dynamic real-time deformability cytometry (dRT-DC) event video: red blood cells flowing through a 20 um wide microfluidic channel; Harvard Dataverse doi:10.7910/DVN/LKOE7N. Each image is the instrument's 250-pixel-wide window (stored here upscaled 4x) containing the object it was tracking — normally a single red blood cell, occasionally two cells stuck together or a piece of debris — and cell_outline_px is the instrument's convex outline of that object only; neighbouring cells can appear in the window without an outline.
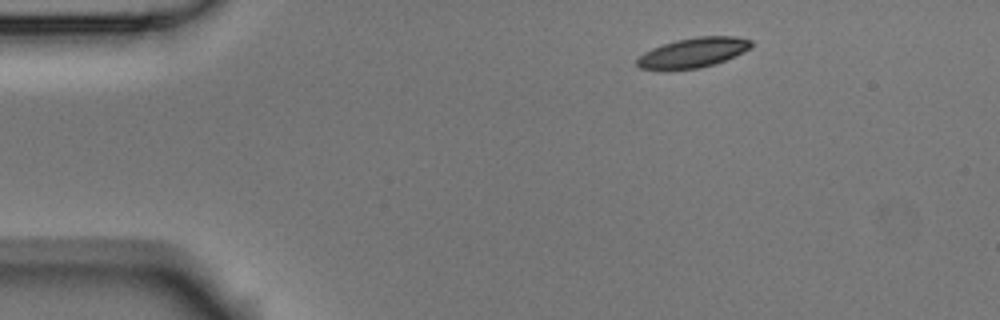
{"species": "Egyptian fruit bat (a non-hibernating species)", "species_latin": "Rousettus aegyptiacus", "temperature_condition": "room temperature", "stored_images_in_passage": 3, "camera_frame_rate_fps": 3000, "um_per_image_px": 0.085, "animal": {"sex": "male"}, "frame": {"image": 1, "passage_image": 1, "time_ms": 0.0, "image_size_px": [1000, 320], "cell_outline_px": [[752, 48], [744, 52], [716, 64], [700, 68], [668, 72], [640, 68], [636, 64], [636, 60], [644, 52], [652, 48], [676, 40], [700, 36], [736, 36], [752, 40]], "centroid_in_image_um": [58.9, 4.51], "position_along_channel_um": 26.1, "area_um2": 20.4}}